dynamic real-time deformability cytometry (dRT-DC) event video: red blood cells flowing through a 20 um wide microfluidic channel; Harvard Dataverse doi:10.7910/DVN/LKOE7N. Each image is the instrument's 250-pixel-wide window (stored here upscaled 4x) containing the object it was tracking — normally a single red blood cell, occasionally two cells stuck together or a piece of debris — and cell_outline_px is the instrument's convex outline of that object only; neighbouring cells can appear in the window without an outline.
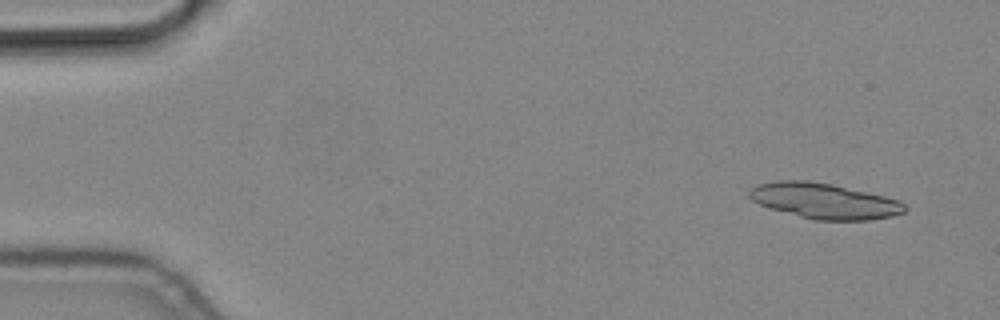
{"species": "common noctule bat (a hibernating species)", "species_latin": "Nyctalus noctula", "temperature_condition": "cold", "stored_images_in_passage": 6, "segment_of_instrument_passage": [1, 2], "camera_frame_rate_fps": 3000, "um_per_image_px": 0.085, "animal": {"sex": "male", "body_mass_g": 19.2, "forearm_length_mm": 51.8}, "frame": {"image": 1, "passage_image": 1, "time_ms": 0.0, "image_size_px": [1000, 320], "cell_outline_px": [[908, 208], [904, 212], [892, 216], [868, 220], [816, 220], [768, 208], [752, 200], [748, 196], [748, 192], [756, 184], [776, 180], [808, 180], [832, 184], [884, 196], [900, 200]], "centroid_in_image_um": [70.05, 17.07], "position_along_channel_um": 15.0, "area_um2": 32.19}}